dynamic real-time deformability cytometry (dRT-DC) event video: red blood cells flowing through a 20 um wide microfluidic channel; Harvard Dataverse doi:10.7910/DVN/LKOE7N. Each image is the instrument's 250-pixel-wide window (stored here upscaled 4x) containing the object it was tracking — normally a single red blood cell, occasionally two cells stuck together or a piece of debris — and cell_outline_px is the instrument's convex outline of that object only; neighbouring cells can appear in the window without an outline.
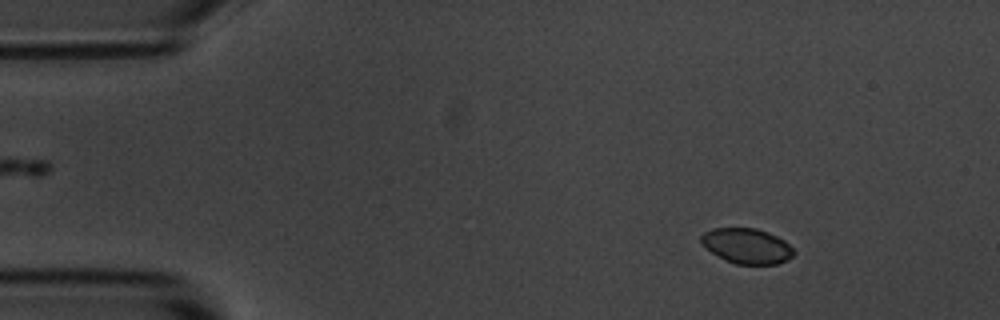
{"species": "common noctule bat (a hibernating species)", "species_latin": "Nyctalus noctula", "temperature_condition": "room temperature", "stored_images_in_passage": 57, "segment_of_instrument_passage": [1, 2], "camera_frame_rate_fps": 3000, "um_per_image_px": 0.085, "animal": {"sex": "male", "body_mass_g": 20.1, "forearm_length_mm": 53.5}, "frame": {"image": 1, "passage_image": 7, "time_ms": 2.0, "image_size_px": [1000, 320], "cell_outline_px": [[796, 252], [788, 260], [776, 264], [736, 264], [712, 252], [700, 240], [700, 236], [704, 232], [712, 228], [756, 228], [768, 232], [784, 240]], "centroid_in_image_um": [63.51, 20.89], "position_along_channel_um": 21.5, "area_um2": 18.79}}
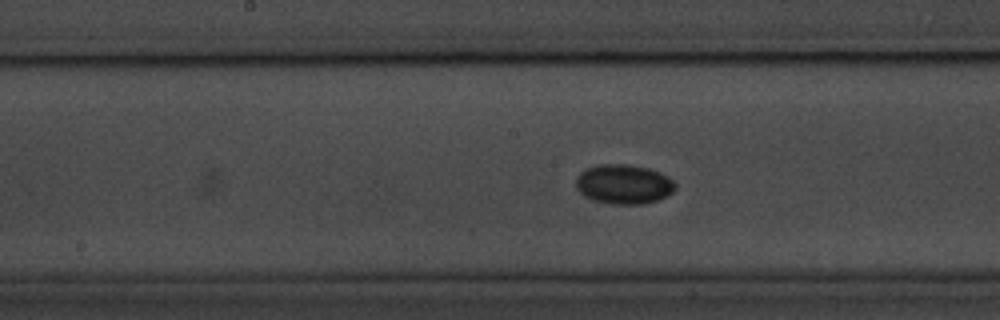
{"frame": {"image": 2, "passage_image": 28, "time_ms": 9.0, "image_size_px": [1000, 320], "cell_outline_px": [[676, 188], [668, 196], [644, 204], [612, 204], [592, 200], [584, 196], [576, 188], [576, 176], [584, 168], [596, 164], [624, 164], [648, 168], [660, 172], [668, 176], [676, 184]], "centroid_in_image_um": [52.99, 15.65], "position_along_channel_um": 195.2, "area_um2": 23.18}}
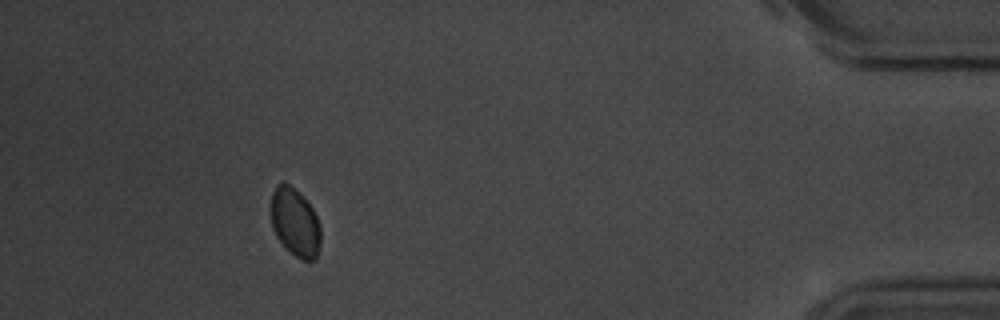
{"frame": {"image": 3, "passage_image": 51, "time_ms": 16.667, "image_size_px": [1000, 320], "cell_outline_px": [[320, 244], [316, 256], [312, 260], [304, 260], [296, 256], [276, 236], [272, 228], [272, 192], [276, 184], [280, 180], [284, 180], [312, 208], [316, 216], [320, 228]], "centroid_in_image_um": [25.07, 18.88], "position_along_channel_um": 410.1, "area_um2": 19.19}}